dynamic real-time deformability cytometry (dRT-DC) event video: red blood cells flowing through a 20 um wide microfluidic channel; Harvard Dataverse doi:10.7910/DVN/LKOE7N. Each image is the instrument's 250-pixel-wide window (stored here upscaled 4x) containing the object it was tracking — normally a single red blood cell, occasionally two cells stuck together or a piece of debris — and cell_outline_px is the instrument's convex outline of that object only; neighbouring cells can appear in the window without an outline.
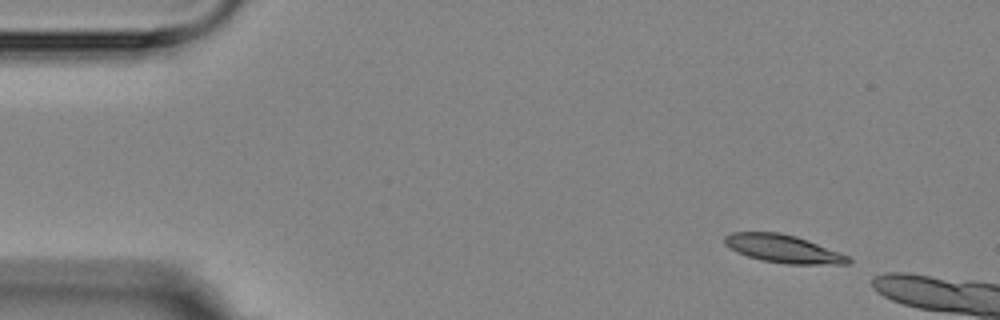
{"species": "Egyptian fruit bat (a non-hibernating species)", "species_latin": "Rousettus aegyptiacus", "temperature_condition": "room temperature", "stored_images_in_passage": 3, "camera_frame_rate_fps": 3000, "um_per_image_px": 0.085, "animal": {"sex": "female"}, "frame": {"image": 1, "passage_image": 1, "time_ms": 0.0, "image_size_px": [1000, 320], "cell_outline_px": [[852, 260], [848, 264], [788, 264], [760, 260], [736, 252], [724, 244], [724, 236], [732, 232], [776, 232], [796, 236], [840, 252], [848, 256]], "centroid_in_image_um": [66.55, 21.15], "position_along_channel_um": 18.4, "area_um2": 20.11}}